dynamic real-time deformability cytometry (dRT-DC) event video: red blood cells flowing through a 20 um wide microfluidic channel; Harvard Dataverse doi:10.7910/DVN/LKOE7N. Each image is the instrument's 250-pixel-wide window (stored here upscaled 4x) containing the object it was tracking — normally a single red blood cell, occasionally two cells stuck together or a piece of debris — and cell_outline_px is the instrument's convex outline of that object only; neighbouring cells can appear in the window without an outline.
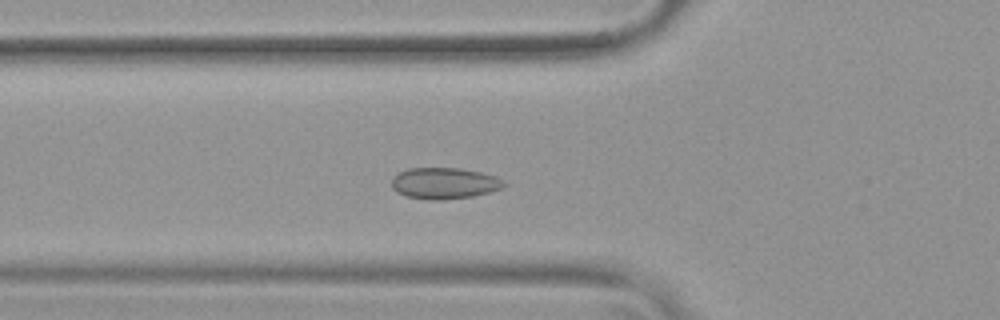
{"species": "common noctule bat (a hibernating species)", "species_latin": "Nyctalus noctula", "temperature_condition": "warm", "stored_images_in_passage": 50, "camera_frame_rate_fps": 3000, "um_per_image_px": 0.085, "animal": {"sex": "female", "body_mass_g": 19.9}, "frame": {"image": 1, "passage_image": 16, "time_ms": 5.0, "image_size_px": [1000, 320], "cell_outline_px": [[508, 184], [500, 188], [488, 192], [472, 196], [444, 200], [432, 200], [404, 196], [396, 192], [392, 188], [392, 176], [408, 168], [460, 168], [480, 172], [496, 176], [504, 180]], "centroid_in_image_um": [37.75, 15.57], "position_along_channel_um": 88.1, "area_um2": 20.58}}
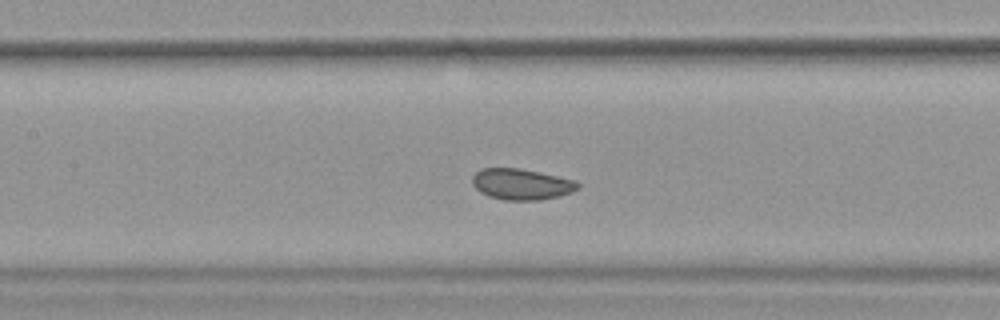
{"frame": {"image": 2, "passage_image": 22, "time_ms": 7.0, "image_size_px": [1000, 320], "cell_outline_px": [[580, 188], [572, 192], [560, 196], [540, 200], [504, 200], [488, 196], [480, 192], [472, 184], [472, 176], [480, 168], [520, 168], [540, 172], [576, 180], [580, 184]], "centroid_in_image_um": [44.34, 15.65], "position_along_channel_um": 163.1, "area_um2": 19.31}}
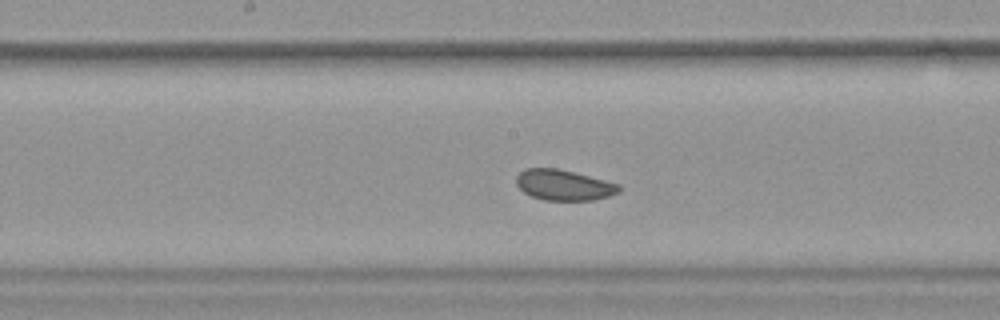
{"frame": {"image": 3, "passage_image": 25, "time_ms": 8.0, "image_size_px": [1000, 320], "cell_outline_px": [[620, 192], [608, 196], [592, 200], [544, 200], [532, 196], [524, 192], [516, 184], [516, 176], [524, 168], [556, 168], [620, 184]], "centroid_in_image_um": [47.9, 15.73], "position_along_channel_um": 200.3, "area_um2": 18.15}}